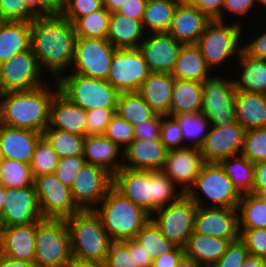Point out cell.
Wrapping results in <instances>:
<instances>
[{
    "label": "cell",
    "instance_id": "6da1fadb",
    "mask_svg": "<svg viewBox=\"0 0 266 267\" xmlns=\"http://www.w3.org/2000/svg\"><path fill=\"white\" fill-rule=\"evenodd\" d=\"M30 28V48L41 71L57 81L72 66L76 41L73 23L62 15H50L34 18Z\"/></svg>",
    "mask_w": 266,
    "mask_h": 267
},
{
    "label": "cell",
    "instance_id": "7a4b0ae2",
    "mask_svg": "<svg viewBox=\"0 0 266 267\" xmlns=\"http://www.w3.org/2000/svg\"><path fill=\"white\" fill-rule=\"evenodd\" d=\"M31 90L0 93V124L43 134L49 126L50 103L59 90L57 81Z\"/></svg>",
    "mask_w": 266,
    "mask_h": 267
},
{
    "label": "cell",
    "instance_id": "3957f363",
    "mask_svg": "<svg viewBox=\"0 0 266 267\" xmlns=\"http://www.w3.org/2000/svg\"><path fill=\"white\" fill-rule=\"evenodd\" d=\"M93 210L112 241L135 239L151 219L149 213L131 202L114 186Z\"/></svg>",
    "mask_w": 266,
    "mask_h": 267
},
{
    "label": "cell",
    "instance_id": "277c9868",
    "mask_svg": "<svg viewBox=\"0 0 266 267\" xmlns=\"http://www.w3.org/2000/svg\"><path fill=\"white\" fill-rule=\"evenodd\" d=\"M72 256L104 263L112 239L94 210H81L66 218Z\"/></svg>",
    "mask_w": 266,
    "mask_h": 267
},
{
    "label": "cell",
    "instance_id": "5b68a950",
    "mask_svg": "<svg viewBox=\"0 0 266 267\" xmlns=\"http://www.w3.org/2000/svg\"><path fill=\"white\" fill-rule=\"evenodd\" d=\"M210 20L199 40L196 42L201 55L207 66L213 70L214 67L224 66L226 61H231L232 56L239 57L244 42L242 35V23L234 21Z\"/></svg>",
    "mask_w": 266,
    "mask_h": 267
},
{
    "label": "cell",
    "instance_id": "8992f818",
    "mask_svg": "<svg viewBox=\"0 0 266 267\" xmlns=\"http://www.w3.org/2000/svg\"><path fill=\"white\" fill-rule=\"evenodd\" d=\"M186 195L198 207L237 208L241 199V195L234 188L231 179L218 162H205L202 165L195 183ZM202 198L209 199L211 203L208 200L206 201L208 204H205Z\"/></svg>",
    "mask_w": 266,
    "mask_h": 267
},
{
    "label": "cell",
    "instance_id": "52a82bcc",
    "mask_svg": "<svg viewBox=\"0 0 266 267\" xmlns=\"http://www.w3.org/2000/svg\"><path fill=\"white\" fill-rule=\"evenodd\" d=\"M72 258L66 219L42 218L36 222V267H66Z\"/></svg>",
    "mask_w": 266,
    "mask_h": 267
},
{
    "label": "cell",
    "instance_id": "ba28073f",
    "mask_svg": "<svg viewBox=\"0 0 266 267\" xmlns=\"http://www.w3.org/2000/svg\"><path fill=\"white\" fill-rule=\"evenodd\" d=\"M59 91L84 110L99 107H116L120 92L107 80L67 74L57 80Z\"/></svg>",
    "mask_w": 266,
    "mask_h": 267
},
{
    "label": "cell",
    "instance_id": "9c48e42d",
    "mask_svg": "<svg viewBox=\"0 0 266 267\" xmlns=\"http://www.w3.org/2000/svg\"><path fill=\"white\" fill-rule=\"evenodd\" d=\"M197 205L186 194L166 207L156 210L151 220L176 246L184 248L194 231Z\"/></svg>",
    "mask_w": 266,
    "mask_h": 267
},
{
    "label": "cell",
    "instance_id": "30bf717a",
    "mask_svg": "<svg viewBox=\"0 0 266 267\" xmlns=\"http://www.w3.org/2000/svg\"><path fill=\"white\" fill-rule=\"evenodd\" d=\"M212 76L203 82L202 112L213 126L233 124L236 122L234 81Z\"/></svg>",
    "mask_w": 266,
    "mask_h": 267
},
{
    "label": "cell",
    "instance_id": "8fae6325",
    "mask_svg": "<svg viewBox=\"0 0 266 267\" xmlns=\"http://www.w3.org/2000/svg\"><path fill=\"white\" fill-rule=\"evenodd\" d=\"M116 48L107 39L76 38L72 66L68 74L107 80ZM73 69H75L73 71Z\"/></svg>",
    "mask_w": 266,
    "mask_h": 267
},
{
    "label": "cell",
    "instance_id": "7c38bea8",
    "mask_svg": "<svg viewBox=\"0 0 266 267\" xmlns=\"http://www.w3.org/2000/svg\"><path fill=\"white\" fill-rule=\"evenodd\" d=\"M44 76L30 48L0 64V93L35 89L47 83Z\"/></svg>",
    "mask_w": 266,
    "mask_h": 267
},
{
    "label": "cell",
    "instance_id": "4fadbf2b",
    "mask_svg": "<svg viewBox=\"0 0 266 267\" xmlns=\"http://www.w3.org/2000/svg\"><path fill=\"white\" fill-rule=\"evenodd\" d=\"M34 185L42 218L66 219L81 211L70 187L65 186L55 173L36 176Z\"/></svg>",
    "mask_w": 266,
    "mask_h": 267
},
{
    "label": "cell",
    "instance_id": "5bb4252c",
    "mask_svg": "<svg viewBox=\"0 0 266 267\" xmlns=\"http://www.w3.org/2000/svg\"><path fill=\"white\" fill-rule=\"evenodd\" d=\"M149 71L140 49H116L107 82L121 92H137Z\"/></svg>",
    "mask_w": 266,
    "mask_h": 267
},
{
    "label": "cell",
    "instance_id": "9a60e30c",
    "mask_svg": "<svg viewBox=\"0 0 266 267\" xmlns=\"http://www.w3.org/2000/svg\"><path fill=\"white\" fill-rule=\"evenodd\" d=\"M113 186V176L101 167L84 163L72 186V197L81 210H93Z\"/></svg>",
    "mask_w": 266,
    "mask_h": 267
},
{
    "label": "cell",
    "instance_id": "2e32d148",
    "mask_svg": "<svg viewBox=\"0 0 266 267\" xmlns=\"http://www.w3.org/2000/svg\"><path fill=\"white\" fill-rule=\"evenodd\" d=\"M42 219L35 185L5 188L0 227L27 225Z\"/></svg>",
    "mask_w": 266,
    "mask_h": 267
},
{
    "label": "cell",
    "instance_id": "e0dca14e",
    "mask_svg": "<svg viewBox=\"0 0 266 267\" xmlns=\"http://www.w3.org/2000/svg\"><path fill=\"white\" fill-rule=\"evenodd\" d=\"M196 233L228 239H239L238 209L228 207H197L194 219Z\"/></svg>",
    "mask_w": 266,
    "mask_h": 267
},
{
    "label": "cell",
    "instance_id": "ac0fdd59",
    "mask_svg": "<svg viewBox=\"0 0 266 267\" xmlns=\"http://www.w3.org/2000/svg\"><path fill=\"white\" fill-rule=\"evenodd\" d=\"M245 129L236 121L226 126L211 125L200 148L205 162H220L242 152Z\"/></svg>",
    "mask_w": 266,
    "mask_h": 267
},
{
    "label": "cell",
    "instance_id": "d6986e66",
    "mask_svg": "<svg viewBox=\"0 0 266 267\" xmlns=\"http://www.w3.org/2000/svg\"><path fill=\"white\" fill-rule=\"evenodd\" d=\"M205 163L200 149L184 147L170 149L162 171L179 186L184 194L195 183L202 165ZM178 183V184H177Z\"/></svg>",
    "mask_w": 266,
    "mask_h": 267
},
{
    "label": "cell",
    "instance_id": "ffe728a7",
    "mask_svg": "<svg viewBox=\"0 0 266 267\" xmlns=\"http://www.w3.org/2000/svg\"><path fill=\"white\" fill-rule=\"evenodd\" d=\"M181 47L182 44L166 32L147 33L139 49L151 73H171Z\"/></svg>",
    "mask_w": 266,
    "mask_h": 267
},
{
    "label": "cell",
    "instance_id": "44dd1931",
    "mask_svg": "<svg viewBox=\"0 0 266 267\" xmlns=\"http://www.w3.org/2000/svg\"><path fill=\"white\" fill-rule=\"evenodd\" d=\"M168 151L161 139H134L123 150V167L134 170H162Z\"/></svg>",
    "mask_w": 266,
    "mask_h": 267
},
{
    "label": "cell",
    "instance_id": "7402d4cb",
    "mask_svg": "<svg viewBox=\"0 0 266 267\" xmlns=\"http://www.w3.org/2000/svg\"><path fill=\"white\" fill-rule=\"evenodd\" d=\"M113 186L151 215L152 177L150 170L122 167L113 176Z\"/></svg>",
    "mask_w": 266,
    "mask_h": 267
},
{
    "label": "cell",
    "instance_id": "603a6c76",
    "mask_svg": "<svg viewBox=\"0 0 266 267\" xmlns=\"http://www.w3.org/2000/svg\"><path fill=\"white\" fill-rule=\"evenodd\" d=\"M41 133L0 124V153L4 159L30 164Z\"/></svg>",
    "mask_w": 266,
    "mask_h": 267
},
{
    "label": "cell",
    "instance_id": "cb8c5ba5",
    "mask_svg": "<svg viewBox=\"0 0 266 267\" xmlns=\"http://www.w3.org/2000/svg\"><path fill=\"white\" fill-rule=\"evenodd\" d=\"M210 19L188 1H181L168 33L181 44H196Z\"/></svg>",
    "mask_w": 266,
    "mask_h": 267
},
{
    "label": "cell",
    "instance_id": "d4e9b609",
    "mask_svg": "<svg viewBox=\"0 0 266 267\" xmlns=\"http://www.w3.org/2000/svg\"><path fill=\"white\" fill-rule=\"evenodd\" d=\"M36 223L0 227L1 254L34 263Z\"/></svg>",
    "mask_w": 266,
    "mask_h": 267
},
{
    "label": "cell",
    "instance_id": "484cf974",
    "mask_svg": "<svg viewBox=\"0 0 266 267\" xmlns=\"http://www.w3.org/2000/svg\"><path fill=\"white\" fill-rule=\"evenodd\" d=\"M87 111L59 90L50 103L49 126L86 137Z\"/></svg>",
    "mask_w": 266,
    "mask_h": 267
},
{
    "label": "cell",
    "instance_id": "4316f807",
    "mask_svg": "<svg viewBox=\"0 0 266 267\" xmlns=\"http://www.w3.org/2000/svg\"><path fill=\"white\" fill-rule=\"evenodd\" d=\"M174 82L171 73H150L137 93L156 114L170 116Z\"/></svg>",
    "mask_w": 266,
    "mask_h": 267
},
{
    "label": "cell",
    "instance_id": "83f0119b",
    "mask_svg": "<svg viewBox=\"0 0 266 267\" xmlns=\"http://www.w3.org/2000/svg\"><path fill=\"white\" fill-rule=\"evenodd\" d=\"M83 157L86 163L101 167L112 176L123 167V150L105 135L86 136Z\"/></svg>",
    "mask_w": 266,
    "mask_h": 267
},
{
    "label": "cell",
    "instance_id": "f1b7e54d",
    "mask_svg": "<svg viewBox=\"0 0 266 267\" xmlns=\"http://www.w3.org/2000/svg\"><path fill=\"white\" fill-rule=\"evenodd\" d=\"M235 114L245 131L266 127V94L236 90Z\"/></svg>",
    "mask_w": 266,
    "mask_h": 267
},
{
    "label": "cell",
    "instance_id": "f546056e",
    "mask_svg": "<svg viewBox=\"0 0 266 267\" xmlns=\"http://www.w3.org/2000/svg\"><path fill=\"white\" fill-rule=\"evenodd\" d=\"M142 22L129 19L118 13H112L109 18L107 40L116 49H139L145 39Z\"/></svg>",
    "mask_w": 266,
    "mask_h": 267
},
{
    "label": "cell",
    "instance_id": "4dcf8cb0",
    "mask_svg": "<svg viewBox=\"0 0 266 267\" xmlns=\"http://www.w3.org/2000/svg\"><path fill=\"white\" fill-rule=\"evenodd\" d=\"M211 69L196 44H182L171 75L175 79L205 82L211 78Z\"/></svg>",
    "mask_w": 266,
    "mask_h": 267
},
{
    "label": "cell",
    "instance_id": "1f68e13d",
    "mask_svg": "<svg viewBox=\"0 0 266 267\" xmlns=\"http://www.w3.org/2000/svg\"><path fill=\"white\" fill-rule=\"evenodd\" d=\"M238 79L233 80L238 91L266 94V59L248 55L243 49L238 57ZM240 67V68H239Z\"/></svg>",
    "mask_w": 266,
    "mask_h": 267
},
{
    "label": "cell",
    "instance_id": "d6a6232c",
    "mask_svg": "<svg viewBox=\"0 0 266 267\" xmlns=\"http://www.w3.org/2000/svg\"><path fill=\"white\" fill-rule=\"evenodd\" d=\"M230 243L228 239L193 232L184 247L185 255L204 267H210L226 252Z\"/></svg>",
    "mask_w": 266,
    "mask_h": 267
},
{
    "label": "cell",
    "instance_id": "836d02e7",
    "mask_svg": "<svg viewBox=\"0 0 266 267\" xmlns=\"http://www.w3.org/2000/svg\"><path fill=\"white\" fill-rule=\"evenodd\" d=\"M30 22L0 21V64L30 49Z\"/></svg>",
    "mask_w": 266,
    "mask_h": 267
},
{
    "label": "cell",
    "instance_id": "e575fe53",
    "mask_svg": "<svg viewBox=\"0 0 266 267\" xmlns=\"http://www.w3.org/2000/svg\"><path fill=\"white\" fill-rule=\"evenodd\" d=\"M203 83L175 79L170 117L179 113L202 111Z\"/></svg>",
    "mask_w": 266,
    "mask_h": 267
},
{
    "label": "cell",
    "instance_id": "d590c367",
    "mask_svg": "<svg viewBox=\"0 0 266 267\" xmlns=\"http://www.w3.org/2000/svg\"><path fill=\"white\" fill-rule=\"evenodd\" d=\"M181 0H148L142 19L145 33H166Z\"/></svg>",
    "mask_w": 266,
    "mask_h": 267
},
{
    "label": "cell",
    "instance_id": "8d00e7d4",
    "mask_svg": "<svg viewBox=\"0 0 266 267\" xmlns=\"http://www.w3.org/2000/svg\"><path fill=\"white\" fill-rule=\"evenodd\" d=\"M240 195L252 193L255 164L242 154L224 158L220 162Z\"/></svg>",
    "mask_w": 266,
    "mask_h": 267
},
{
    "label": "cell",
    "instance_id": "74e56055",
    "mask_svg": "<svg viewBox=\"0 0 266 267\" xmlns=\"http://www.w3.org/2000/svg\"><path fill=\"white\" fill-rule=\"evenodd\" d=\"M180 125L183 142L187 147L200 149L210 131L211 123L202 111L179 113L172 116ZM191 140V142H189ZM189 142L186 144V142Z\"/></svg>",
    "mask_w": 266,
    "mask_h": 267
},
{
    "label": "cell",
    "instance_id": "f35d334b",
    "mask_svg": "<svg viewBox=\"0 0 266 267\" xmlns=\"http://www.w3.org/2000/svg\"><path fill=\"white\" fill-rule=\"evenodd\" d=\"M237 209L239 229H266V196L241 195Z\"/></svg>",
    "mask_w": 266,
    "mask_h": 267
},
{
    "label": "cell",
    "instance_id": "ab89813d",
    "mask_svg": "<svg viewBox=\"0 0 266 267\" xmlns=\"http://www.w3.org/2000/svg\"><path fill=\"white\" fill-rule=\"evenodd\" d=\"M115 112L133 126L156 114L137 92H121Z\"/></svg>",
    "mask_w": 266,
    "mask_h": 267
},
{
    "label": "cell",
    "instance_id": "60d3db41",
    "mask_svg": "<svg viewBox=\"0 0 266 267\" xmlns=\"http://www.w3.org/2000/svg\"><path fill=\"white\" fill-rule=\"evenodd\" d=\"M42 136L57 153L59 159L84 154L85 136L52 127H47Z\"/></svg>",
    "mask_w": 266,
    "mask_h": 267
},
{
    "label": "cell",
    "instance_id": "b9f144b4",
    "mask_svg": "<svg viewBox=\"0 0 266 267\" xmlns=\"http://www.w3.org/2000/svg\"><path fill=\"white\" fill-rule=\"evenodd\" d=\"M150 176L152 177V215L156 210L177 201L184 193L162 170H150Z\"/></svg>",
    "mask_w": 266,
    "mask_h": 267
},
{
    "label": "cell",
    "instance_id": "7bdbcfd3",
    "mask_svg": "<svg viewBox=\"0 0 266 267\" xmlns=\"http://www.w3.org/2000/svg\"><path fill=\"white\" fill-rule=\"evenodd\" d=\"M111 14L103 7L74 23L76 38L107 39Z\"/></svg>",
    "mask_w": 266,
    "mask_h": 267
},
{
    "label": "cell",
    "instance_id": "ee69618b",
    "mask_svg": "<svg viewBox=\"0 0 266 267\" xmlns=\"http://www.w3.org/2000/svg\"><path fill=\"white\" fill-rule=\"evenodd\" d=\"M135 240L153 259L163 254L172 252L177 246L169 241L150 219L149 222L138 232Z\"/></svg>",
    "mask_w": 266,
    "mask_h": 267
},
{
    "label": "cell",
    "instance_id": "f6af8a7d",
    "mask_svg": "<svg viewBox=\"0 0 266 267\" xmlns=\"http://www.w3.org/2000/svg\"><path fill=\"white\" fill-rule=\"evenodd\" d=\"M0 183L5 188H24L34 185L30 164L4 159L0 166Z\"/></svg>",
    "mask_w": 266,
    "mask_h": 267
},
{
    "label": "cell",
    "instance_id": "bcb514c9",
    "mask_svg": "<svg viewBox=\"0 0 266 267\" xmlns=\"http://www.w3.org/2000/svg\"><path fill=\"white\" fill-rule=\"evenodd\" d=\"M59 157L47 140L42 136L36 144V148L30 163L32 176L53 174L58 166Z\"/></svg>",
    "mask_w": 266,
    "mask_h": 267
},
{
    "label": "cell",
    "instance_id": "7dc6e473",
    "mask_svg": "<svg viewBox=\"0 0 266 267\" xmlns=\"http://www.w3.org/2000/svg\"><path fill=\"white\" fill-rule=\"evenodd\" d=\"M241 154L254 164L266 161V127L245 131Z\"/></svg>",
    "mask_w": 266,
    "mask_h": 267
},
{
    "label": "cell",
    "instance_id": "c3c4849f",
    "mask_svg": "<svg viewBox=\"0 0 266 267\" xmlns=\"http://www.w3.org/2000/svg\"><path fill=\"white\" fill-rule=\"evenodd\" d=\"M105 267H138L133 259V239L112 241Z\"/></svg>",
    "mask_w": 266,
    "mask_h": 267
},
{
    "label": "cell",
    "instance_id": "681fc988",
    "mask_svg": "<svg viewBox=\"0 0 266 267\" xmlns=\"http://www.w3.org/2000/svg\"><path fill=\"white\" fill-rule=\"evenodd\" d=\"M104 135L124 150L134 140V126L115 113Z\"/></svg>",
    "mask_w": 266,
    "mask_h": 267
},
{
    "label": "cell",
    "instance_id": "f907efd6",
    "mask_svg": "<svg viewBox=\"0 0 266 267\" xmlns=\"http://www.w3.org/2000/svg\"><path fill=\"white\" fill-rule=\"evenodd\" d=\"M30 0H0V21L31 22Z\"/></svg>",
    "mask_w": 266,
    "mask_h": 267
},
{
    "label": "cell",
    "instance_id": "816d5d0a",
    "mask_svg": "<svg viewBox=\"0 0 266 267\" xmlns=\"http://www.w3.org/2000/svg\"><path fill=\"white\" fill-rule=\"evenodd\" d=\"M116 107H99L87 111L86 136L104 135Z\"/></svg>",
    "mask_w": 266,
    "mask_h": 267
},
{
    "label": "cell",
    "instance_id": "f5cc1de1",
    "mask_svg": "<svg viewBox=\"0 0 266 267\" xmlns=\"http://www.w3.org/2000/svg\"><path fill=\"white\" fill-rule=\"evenodd\" d=\"M103 7V0H65L61 15L74 23L78 18L87 16Z\"/></svg>",
    "mask_w": 266,
    "mask_h": 267
},
{
    "label": "cell",
    "instance_id": "db71d44e",
    "mask_svg": "<svg viewBox=\"0 0 266 267\" xmlns=\"http://www.w3.org/2000/svg\"><path fill=\"white\" fill-rule=\"evenodd\" d=\"M239 239L245 244L249 255L266 259V229H239Z\"/></svg>",
    "mask_w": 266,
    "mask_h": 267
},
{
    "label": "cell",
    "instance_id": "11a10c76",
    "mask_svg": "<svg viewBox=\"0 0 266 267\" xmlns=\"http://www.w3.org/2000/svg\"><path fill=\"white\" fill-rule=\"evenodd\" d=\"M84 163L85 158L83 156L64 157L59 159L54 173L65 186L71 187Z\"/></svg>",
    "mask_w": 266,
    "mask_h": 267
},
{
    "label": "cell",
    "instance_id": "9f6ffc18",
    "mask_svg": "<svg viewBox=\"0 0 266 267\" xmlns=\"http://www.w3.org/2000/svg\"><path fill=\"white\" fill-rule=\"evenodd\" d=\"M161 141L170 149L184 148L183 137L178 122L170 116L162 118Z\"/></svg>",
    "mask_w": 266,
    "mask_h": 267
},
{
    "label": "cell",
    "instance_id": "6f0895ef",
    "mask_svg": "<svg viewBox=\"0 0 266 267\" xmlns=\"http://www.w3.org/2000/svg\"><path fill=\"white\" fill-rule=\"evenodd\" d=\"M248 255L247 247L238 239L228 245L226 252L212 267H241Z\"/></svg>",
    "mask_w": 266,
    "mask_h": 267
},
{
    "label": "cell",
    "instance_id": "680465c9",
    "mask_svg": "<svg viewBox=\"0 0 266 267\" xmlns=\"http://www.w3.org/2000/svg\"><path fill=\"white\" fill-rule=\"evenodd\" d=\"M163 117V115L155 114L151 119L134 126V139H161Z\"/></svg>",
    "mask_w": 266,
    "mask_h": 267
},
{
    "label": "cell",
    "instance_id": "91938a15",
    "mask_svg": "<svg viewBox=\"0 0 266 267\" xmlns=\"http://www.w3.org/2000/svg\"><path fill=\"white\" fill-rule=\"evenodd\" d=\"M65 0H30V11L36 17L61 15Z\"/></svg>",
    "mask_w": 266,
    "mask_h": 267
},
{
    "label": "cell",
    "instance_id": "94428289",
    "mask_svg": "<svg viewBox=\"0 0 266 267\" xmlns=\"http://www.w3.org/2000/svg\"><path fill=\"white\" fill-rule=\"evenodd\" d=\"M188 2L203 12L210 20L222 21L224 0H189Z\"/></svg>",
    "mask_w": 266,
    "mask_h": 267
},
{
    "label": "cell",
    "instance_id": "6125c7cd",
    "mask_svg": "<svg viewBox=\"0 0 266 267\" xmlns=\"http://www.w3.org/2000/svg\"><path fill=\"white\" fill-rule=\"evenodd\" d=\"M258 4L257 0H224L223 6H222V21H225L224 15L225 10L228 12H232L236 16L239 15H245L252 9L255 8V6ZM255 5V6H254Z\"/></svg>",
    "mask_w": 266,
    "mask_h": 267
},
{
    "label": "cell",
    "instance_id": "be15d7a7",
    "mask_svg": "<svg viewBox=\"0 0 266 267\" xmlns=\"http://www.w3.org/2000/svg\"><path fill=\"white\" fill-rule=\"evenodd\" d=\"M243 44L242 49L248 55L255 58L266 59V30L253 40H250V42Z\"/></svg>",
    "mask_w": 266,
    "mask_h": 267
},
{
    "label": "cell",
    "instance_id": "e7e4bbea",
    "mask_svg": "<svg viewBox=\"0 0 266 267\" xmlns=\"http://www.w3.org/2000/svg\"><path fill=\"white\" fill-rule=\"evenodd\" d=\"M147 1L148 0H128L117 13L129 19H136L142 22Z\"/></svg>",
    "mask_w": 266,
    "mask_h": 267
},
{
    "label": "cell",
    "instance_id": "03108f58",
    "mask_svg": "<svg viewBox=\"0 0 266 267\" xmlns=\"http://www.w3.org/2000/svg\"><path fill=\"white\" fill-rule=\"evenodd\" d=\"M184 255V248L177 246L172 252L153 259L152 267H176Z\"/></svg>",
    "mask_w": 266,
    "mask_h": 267
},
{
    "label": "cell",
    "instance_id": "003e7915",
    "mask_svg": "<svg viewBox=\"0 0 266 267\" xmlns=\"http://www.w3.org/2000/svg\"><path fill=\"white\" fill-rule=\"evenodd\" d=\"M253 194L266 196V161L255 163Z\"/></svg>",
    "mask_w": 266,
    "mask_h": 267
},
{
    "label": "cell",
    "instance_id": "a7ac6f4b",
    "mask_svg": "<svg viewBox=\"0 0 266 267\" xmlns=\"http://www.w3.org/2000/svg\"><path fill=\"white\" fill-rule=\"evenodd\" d=\"M133 259L138 267H152L153 258L135 239H133Z\"/></svg>",
    "mask_w": 266,
    "mask_h": 267
},
{
    "label": "cell",
    "instance_id": "89a4df30",
    "mask_svg": "<svg viewBox=\"0 0 266 267\" xmlns=\"http://www.w3.org/2000/svg\"><path fill=\"white\" fill-rule=\"evenodd\" d=\"M0 267H36L34 263L8 258L1 254Z\"/></svg>",
    "mask_w": 266,
    "mask_h": 267
},
{
    "label": "cell",
    "instance_id": "2644e50d",
    "mask_svg": "<svg viewBox=\"0 0 266 267\" xmlns=\"http://www.w3.org/2000/svg\"><path fill=\"white\" fill-rule=\"evenodd\" d=\"M66 267H105V265L99 261L73 257Z\"/></svg>",
    "mask_w": 266,
    "mask_h": 267
},
{
    "label": "cell",
    "instance_id": "8c879c8a",
    "mask_svg": "<svg viewBox=\"0 0 266 267\" xmlns=\"http://www.w3.org/2000/svg\"><path fill=\"white\" fill-rule=\"evenodd\" d=\"M128 0H103L104 8L110 13H117Z\"/></svg>",
    "mask_w": 266,
    "mask_h": 267
},
{
    "label": "cell",
    "instance_id": "753ad0ef",
    "mask_svg": "<svg viewBox=\"0 0 266 267\" xmlns=\"http://www.w3.org/2000/svg\"><path fill=\"white\" fill-rule=\"evenodd\" d=\"M241 267H266V259L258 256L248 255Z\"/></svg>",
    "mask_w": 266,
    "mask_h": 267
},
{
    "label": "cell",
    "instance_id": "34e18365",
    "mask_svg": "<svg viewBox=\"0 0 266 267\" xmlns=\"http://www.w3.org/2000/svg\"><path fill=\"white\" fill-rule=\"evenodd\" d=\"M176 267H204L197 263L194 259L184 255Z\"/></svg>",
    "mask_w": 266,
    "mask_h": 267
},
{
    "label": "cell",
    "instance_id": "11e5206c",
    "mask_svg": "<svg viewBox=\"0 0 266 267\" xmlns=\"http://www.w3.org/2000/svg\"><path fill=\"white\" fill-rule=\"evenodd\" d=\"M5 193V187L0 183V220L2 216L3 196Z\"/></svg>",
    "mask_w": 266,
    "mask_h": 267
},
{
    "label": "cell",
    "instance_id": "2a66077c",
    "mask_svg": "<svg viewBox=\"0 0 266 267\" xmlns=\"http://www.w3.org/2000/svg\"><path fill=\"white\" fill-rule=\"evenodd\" d=\"M258 4L262 5L263 7H266V0H257Z\"/></svg>",
    "mask_w": 266,
    "mask_h": 267
},
{
    "label": "cell",
    "instance_id": "b9fcfbb0",
    "mask_svg": "<svg viewBox=\"0 0 266 267\" xmlns=\"http://www.w3.org/2000/svg\"><path fill=\"white\" fill-rule=\"evenodd\" d=\"M2 160H3V157L1 156V153H0V166L2 164Z\"/></svg>",
    "mask_w": 266,
    "mask_h": 267
},
{
    "label": "cell",
    "instance_id": "09005b40",
    "mask_svg": "<svg viewBox=\"0 0 266 267\" xmlns=\"http://www.w3.org/2000/svg\"><path fill=\"white\" fill-rule=\"evenodd\" d=\"M0 256H1V235H0Z\"/></svg>",
    "mask_w": 266,
    "mask_h": 267
}]
</instances>
